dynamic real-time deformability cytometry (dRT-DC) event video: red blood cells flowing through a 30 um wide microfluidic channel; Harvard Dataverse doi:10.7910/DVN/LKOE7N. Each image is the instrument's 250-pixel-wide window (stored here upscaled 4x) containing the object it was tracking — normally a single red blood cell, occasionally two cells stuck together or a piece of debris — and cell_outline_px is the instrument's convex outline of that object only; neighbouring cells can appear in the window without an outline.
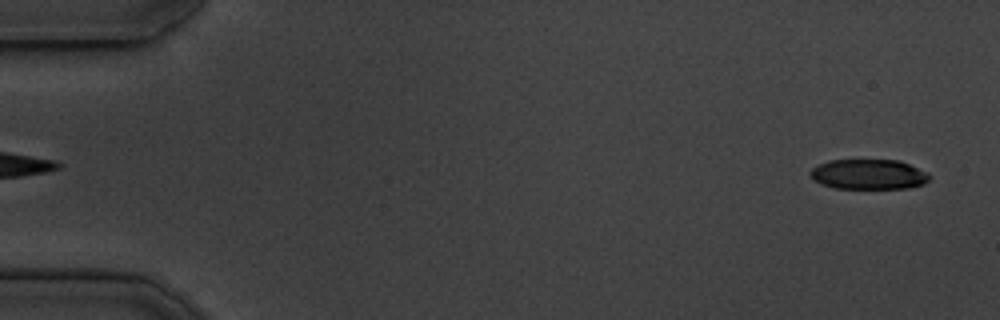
{"species": "common noctule bat (a hibernating species)", "species_latin": "Nyctalus noctula", "temperature_condition": "cold", "stored_images_in_passage": 53, "camera_frame_rate_fps": 3000, "um_per_image_px": 0.085, "animal": {"sex": "male", "body_mass_g": 19.5, "forearm_length_mm": 54.6}, "frame": {"image": 1, "passage_image": 2, "time_ms": 0.333, "image_size_px": [1000, 320], "cell_outline_px": [[932, 176], [924, 184], [908, 188], [836, 188], [820, 184], [812, 180], [808, 172], [812, 168], [828, 160], [900, 160], [928, 172]], "centroid_in_image_um": [73.83, 14.81], "position_along_channel_um": 11.2, "area_um2": 21.1}}
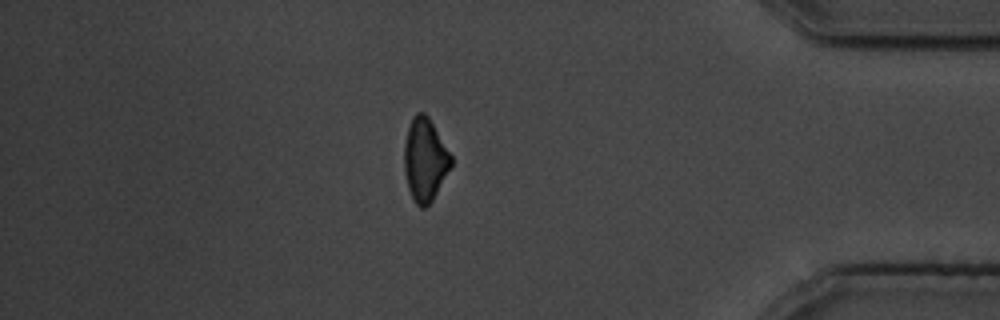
{"frame": {"image": 2, "passage_image": 46, "time_ms": 15.0, "image_size_px": [1000, 320], "cell_outline_px": [[452, 164], [432, 200], [424, 208], [420, 208], [412, 200], [408, 188], [404, 172], [404, 144], [408, 128], [412, 116], [416, 112], [424, 112], [428, 116], [452, 156]], "centroid_in_image_um": [36.1, 13.57], "position_along_channel_um": 399.1, "area_um2": 22.6}}
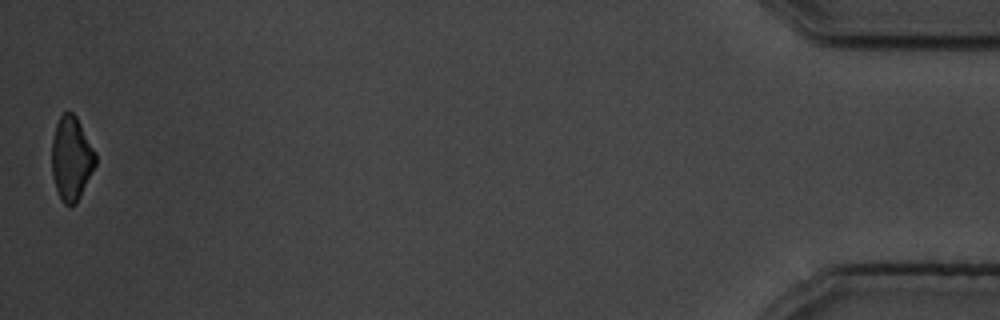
{"frame": {"image": 3, "passage_image": 53, "time_ms": 17.333, "image_size_px": [1000, 320], "cell_outline_px": [[96, 164], [76, 204], [64, 204], [60, 200], [52, 176], [52, 140], [56, 124], [60, 116], [64, 112], [72, 112], [76, 116], [96, 152]], "centroid_in_image_um": [6.06, 13.46], "position_along_channel_um": 429.1, "area_um2": 21.27}, "authors_computed_cell_mechanics": {"area_um2": 23.698, "velocity_mm_per_s": 3.7419, "shape_relaxation_time_tau1_ms": 2.4743, "shape_relaxation_time_tau2_ms": 7.263, "deformation_change_tau1": 0.102, "deformation_change_tau2": 0.1558}}